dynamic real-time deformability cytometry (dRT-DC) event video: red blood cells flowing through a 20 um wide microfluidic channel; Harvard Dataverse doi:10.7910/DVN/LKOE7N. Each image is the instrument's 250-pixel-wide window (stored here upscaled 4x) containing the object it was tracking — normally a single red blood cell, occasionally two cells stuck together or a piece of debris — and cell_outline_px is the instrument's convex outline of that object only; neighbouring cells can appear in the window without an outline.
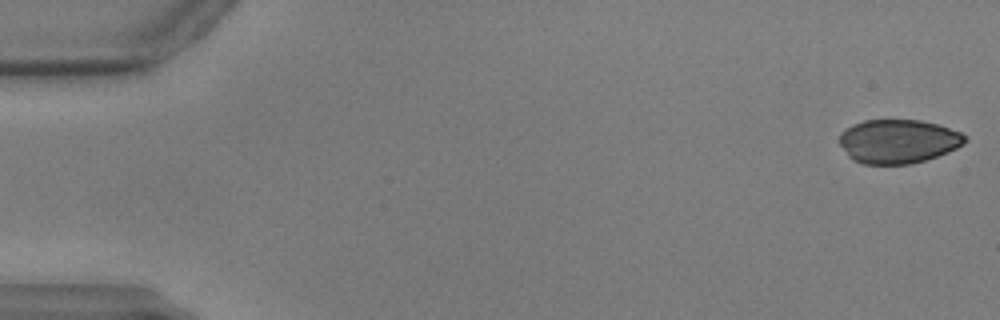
{"species": "common noctule bat (a hibernating species)", "species_latin": "Nyctalus noctula", "temperature_condition": "warm", "stored_images_in_passage": 52, "camera_frame_rate_fps": 3000, "um_per_image_px": 0.085, "animal": {"sex": "male", "body_mass_g": 17.9, "forearm_length_mm": 54.2}, "frame": {"image": 1, "passage_image": 1, "time_ms": 0.0, "image_size_px": [1000, 320], "cell_outline_px": [[968, 140], [964, 144], [948, 152], [924, 160], [908, 164], [864, 164], [852, 160], [848, 156], [840, 144], [840, 132], [852, 124], [864, 120], [920, 120], [936, 124], [960, 132], [968, 136]], "centroid_in_image_um": [76.34, 12.01], "position_along_channel_um": 8.7, "area_um2": 32.14}}